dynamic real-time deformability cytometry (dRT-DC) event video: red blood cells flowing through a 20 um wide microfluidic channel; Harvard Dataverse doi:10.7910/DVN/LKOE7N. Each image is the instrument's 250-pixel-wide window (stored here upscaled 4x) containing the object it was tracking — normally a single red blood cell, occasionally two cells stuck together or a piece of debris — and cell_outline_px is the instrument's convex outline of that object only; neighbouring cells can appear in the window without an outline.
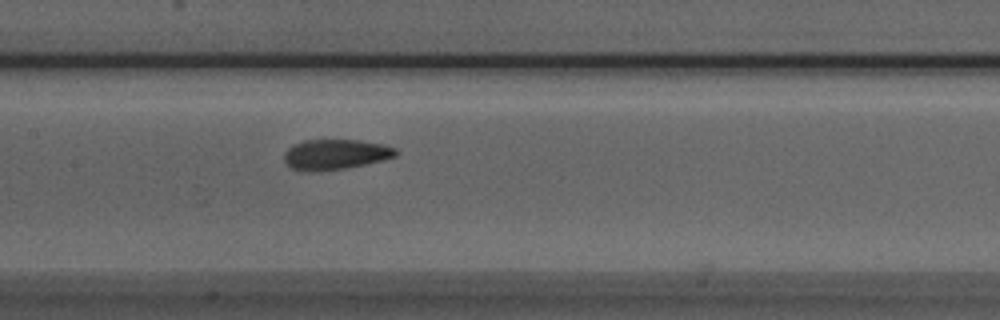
{"species": "Egyptian fruit bat (a non-hibernating species)", "species_latin": "Rousettus aegyptiacus", "temperature_condition": "room temperature", "stored_images_in_passage": 38, "camera_frame_rate_fps": 3000, "um_per_image_px": 0.085, "animal": {"sex": "male"}, "frame": {"image": 1, "passage_image": 13, "time_ms": 4.0, "image_size_px": [1000, 320], "cell_outline_px": [[400, 152], [396, 156], [384, 160], [344, 168], [312, 172], [304, 172], [292, 168], [284, 160], [284, 152], [292, 144], [304, 140], [360, 140], [384, 144], [396, 148]], "centroid_in_image_um": [28.52, 13.12], "position_along_channel_um": 178.9, "area_um2": 19.88}}
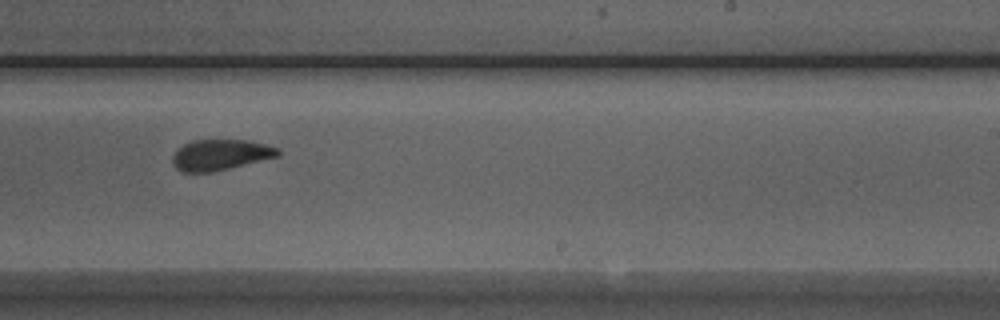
{"frame": {"image": 2, "passage_image": 20, "time_ms": 6.333, "image_size_px": [1000, 320], "cell_outline_px": [[280, 156], [212, 172], [184, 172], [176, 168], [172, 164], [172, 156], [184, 144], [192, 140], [248, 140], [280, 148]], "centroid_in_image_um": [18.75, 13.16], "position_along_channel_um": 270.2, "area_um2": 18.84}}
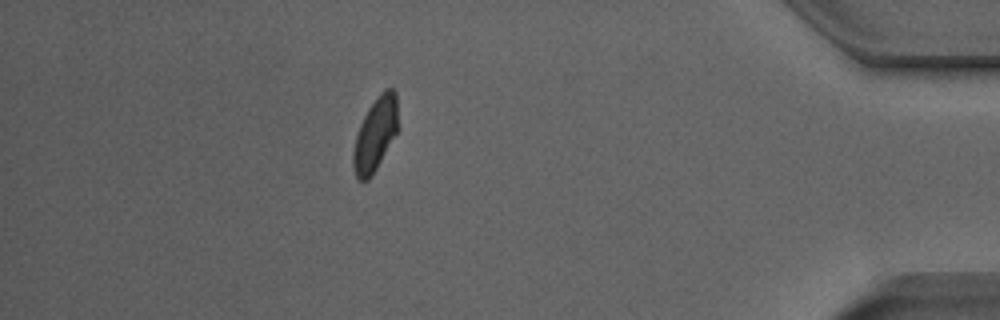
{"frame": {"image": 3, "passage_image": 34, "time_ms": 11.0, "image_size_px": [1000, 320], "cell_outline_px": [[396, 132], [376, 168], [368, 180], [356, 180], [352, 164], [352, 152], [356, 136], [360, 124], [368, 108], [380, 92], [384, 88], [392, 88], [396, 92]], "centroid_in_image_um": [31.85, 11.41], "position_along_channel_um": 403.4, "area_um2": 18.73}}